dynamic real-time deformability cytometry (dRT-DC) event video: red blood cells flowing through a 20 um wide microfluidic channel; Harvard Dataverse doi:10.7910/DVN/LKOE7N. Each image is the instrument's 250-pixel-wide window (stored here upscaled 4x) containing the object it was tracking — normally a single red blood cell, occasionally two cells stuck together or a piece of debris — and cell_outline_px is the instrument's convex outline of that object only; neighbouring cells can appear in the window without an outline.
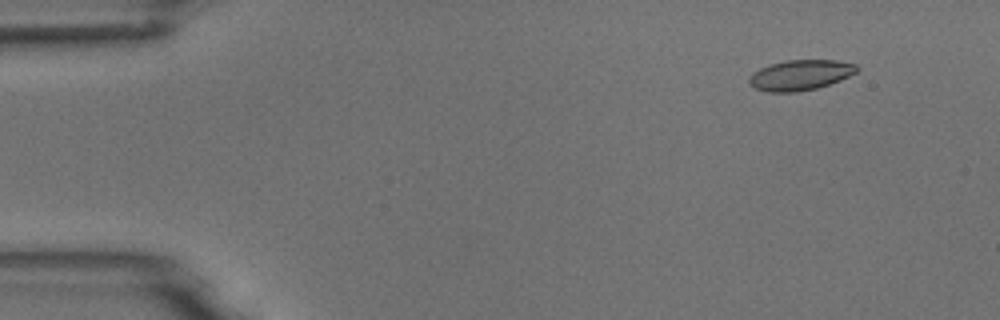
{"species": "common noctule bat (a hibernating species)", "species_latin": "Nyctalus noctula", "temperature_condition": "room temperature", "stored_images_in_passage": 5, "camera_frame_rate_fps": 3000, "um_per_image_px": 0.085, "animal": {"sex": "male", "body_mass_g": 18.8}, "frame": {"image": 1, "passage_image": 1, "time_ms": 0.0, "image_size_px": [1000, 320], "cell_outline_px": [[860, 68], [856, 72], [840, 80], [816, 88], [796, 92], [768, 92], [756, 88], [748, 84], [748, 80], [752, 72], [768, 64], [784, 60], [836, 60], [856, 64]], "centroid_in_image_um": [68.0, 6.37], "position_along_channel_um": 17.0, "area_um2": 19.13}}
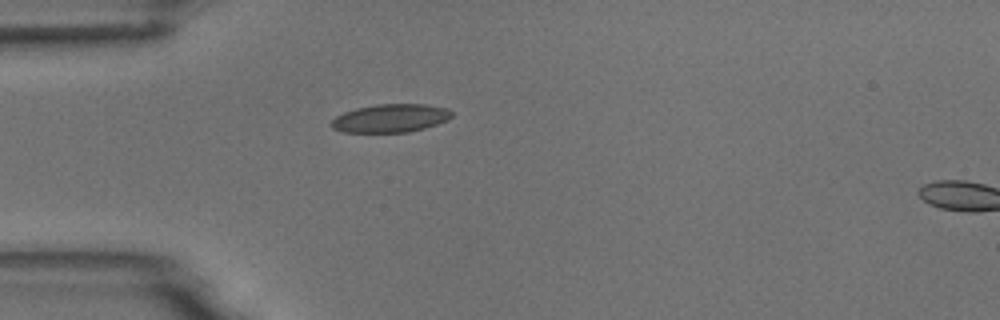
{"frame": {"image": 2, "passage_image": 4, "time_ms": 3.333, "image_size_px": [1000, 320], "cell_outline_px": [[452, 116], [448, 120], [424, 128], [408, 132], [344, 132], [332, 128], [328, 124], [336, 116], [344, 112], [356, 108], [376, 104], [424, 104], [448, 108], [452, 112]], "centroid_in_image_um": [33.18, 10.04], "position_along_channel_um": 51.8, "area_um2": 19.88}}